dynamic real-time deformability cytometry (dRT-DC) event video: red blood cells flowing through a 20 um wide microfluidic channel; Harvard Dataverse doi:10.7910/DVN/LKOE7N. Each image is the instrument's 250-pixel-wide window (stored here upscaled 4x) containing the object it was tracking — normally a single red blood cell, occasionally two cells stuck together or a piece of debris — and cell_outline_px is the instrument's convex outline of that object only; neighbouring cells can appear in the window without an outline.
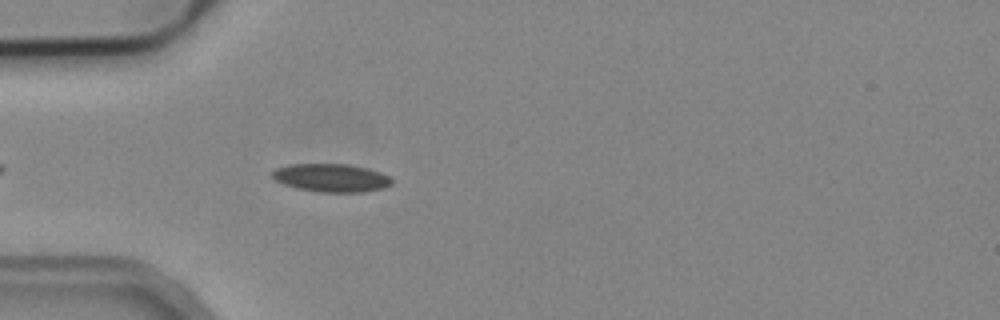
{"species": "common noctule bat (a hibernating species)", "species_latin": "Nyctalus noctula", "temperature_condition": "cold", "stored_images_in_passage": 19, "camera_frame_rate_fps": 3000, "um_per_image_px": 0.085, "animal": {"sex": "male", "body_mass_g": 19.2, "forearm_length_mm": 51.8}, "frame": {"image": 1, "passage_image": 6, "time_ms": 1.667, "image_size_px": [1000, 320], "cell_outline_px": [[392, 184], [384, 188], [364, 192], [320, 192], [296, 188], [284, 184], [276, 180], [272, 176], [272, 172], [276, 168], [288, 164], [348, 164], [368, 168], [380, 172], [388, 176], [392, 180]], "centroid_in_image_um": [28.17, 15.11], "position_along_channel_um": 56.8, "area_um2": 19.65}}